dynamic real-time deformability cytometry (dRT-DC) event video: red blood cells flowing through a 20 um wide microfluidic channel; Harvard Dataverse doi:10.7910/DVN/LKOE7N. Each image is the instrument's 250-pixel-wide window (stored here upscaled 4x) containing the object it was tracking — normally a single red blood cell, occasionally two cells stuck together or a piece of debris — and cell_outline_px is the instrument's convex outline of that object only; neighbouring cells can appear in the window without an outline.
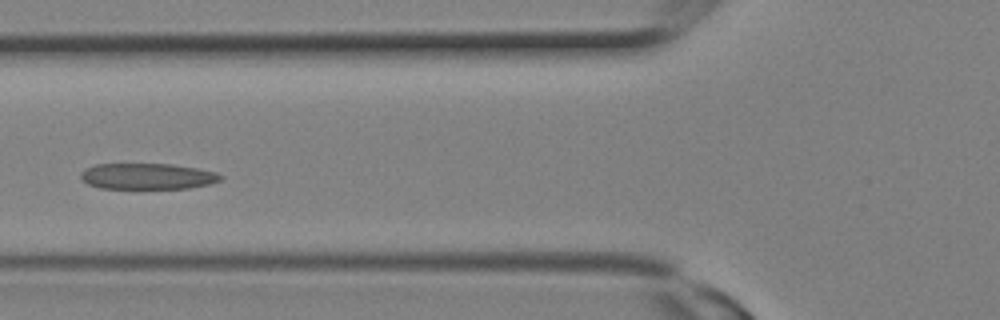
{"species": "Egyptian fruit bat (a non-hibernating species)", "species_latin": "Rousettus aegyptiacus", "temperature_condition": "room temperature", "stored_images_in_passage": 11, "camera_frame_rate_fps": 3000, "um_per_image_px": 0.085, "animal": {"sex": "female"}, "frame": {"image": 1, "passage_image": 10, "time_ms": 3.0, "image_size_px": [1000, 320], "cell_outline_px": [[224, 176], [220, 180], [208, 184], [188, 188], [100, 188], [88, 184], [80, 176], [80, 172], [84, 168], [96, 164], [172, 164], [196, 168], [216, 172]], "centroid_in_image_um": [12.51, 14.97], "position_along_channel_um": 113.3, "area_um2": 21.1}}